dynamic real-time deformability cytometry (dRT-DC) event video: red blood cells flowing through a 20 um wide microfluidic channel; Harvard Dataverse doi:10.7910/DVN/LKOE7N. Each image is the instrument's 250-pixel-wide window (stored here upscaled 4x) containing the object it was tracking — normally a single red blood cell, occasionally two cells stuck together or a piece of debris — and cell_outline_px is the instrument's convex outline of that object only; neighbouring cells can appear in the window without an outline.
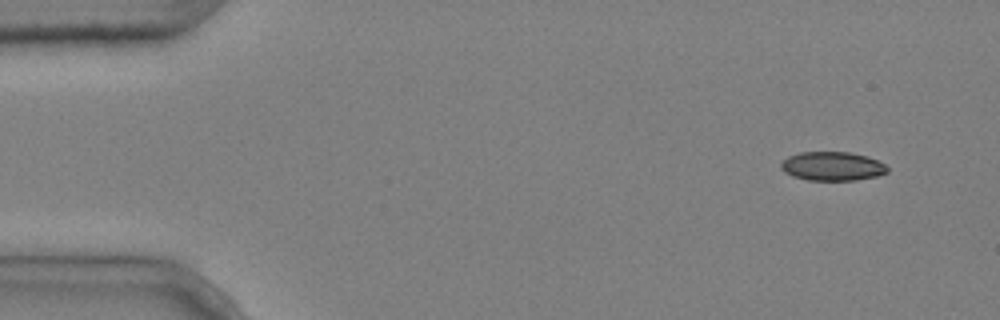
{"species": "common noctule bat (a hibernating species)", "species_latin": "Nyctalus noctula", "temperature_condition": "cold", "stored_images_in_passage": 6, "camera_frame_rate_fps": 3000, "um_per_image_px": 0.085, "animal": {"sex": "male", "body_mass_g": 20.4}, "frame": {"image": 1, "passage_image": 1, "time_ms": 0.0, "image_size_px": [1000, 320], "cell_outline_px": [[888, 172], [876, 176], [856, 180], [808, 180], [792, 176], [784, 172], [780, 168], [780, 164], [788, 156], [800, 152], [848, 152], [868, 156], [884, 164], [888, 168]], "centroid_in_image_um": [70.73, 14.13], "position_along_channel_um": 14.3, "area_um2": 17.92}}
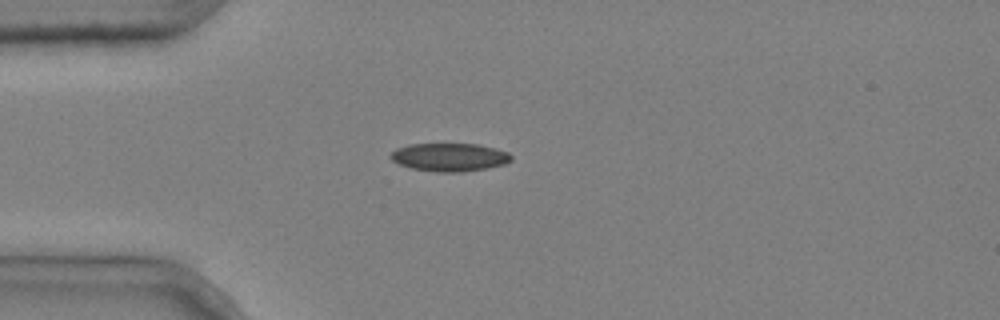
{"frame": {"image": 2, "passage_image": 3, "time_ms": 0.667, "image_size_px": [1000, 320], "cell_outline_px": [[512, 160], [504, 164], [488, 168], [460, 172], [436, 172], [412, 168], [400, 164], [392, 160], [388, 156], [396, 148], [408, 144], [480, 144], [496, 148], [508, 152], [512, 156]], "centroid_in_image_um": [38.22, 13.35], "position_along_channel_um": 46.8, "area_um2": 19.88}}